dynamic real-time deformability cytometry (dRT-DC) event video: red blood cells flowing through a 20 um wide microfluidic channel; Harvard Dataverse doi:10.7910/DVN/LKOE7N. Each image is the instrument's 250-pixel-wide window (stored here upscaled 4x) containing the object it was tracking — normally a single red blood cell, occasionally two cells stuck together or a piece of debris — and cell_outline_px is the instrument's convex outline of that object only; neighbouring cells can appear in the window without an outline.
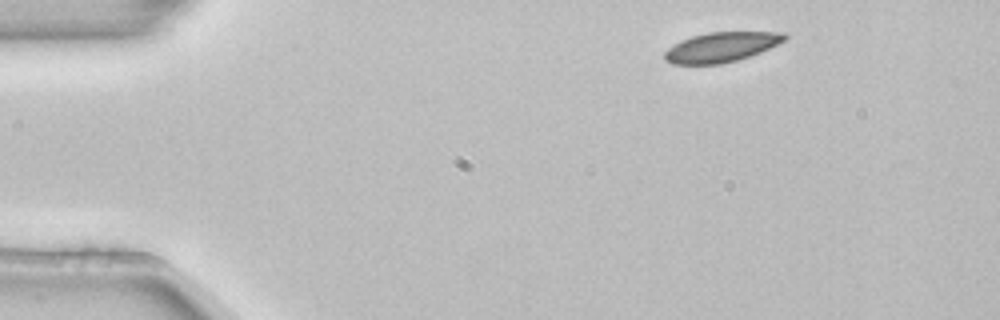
{"species": "common noctule bat (a hibernating species)", "species_latin": "Nyctalus noctula", "temperature_condition": "room temperature", "stored_images_in_passage": 3, "camera_frame_rate_fps": 3000, "um_per_image_px": 0.085, "animal": {"sex": "female", "body_mass_g": 22.7, "forearm_length_mm": 54.2}, "frame": {"image": 1, "passage_image": 1, "time_ms": 0.0, "image_size_px": [1000, 320], "cell_outline_px": [[788, 36], [784, 40], [760, 52], [736, 60], [720, 64], [672, 64], [664, 60], [664, 52], [672, 44], [680, 40], [692, 36], [708, 32], [784, 32]], "centroid_in_image_um": [61.25, 4.0], "position_along_channel_um": 23.8, "area_um2": 20.75}}
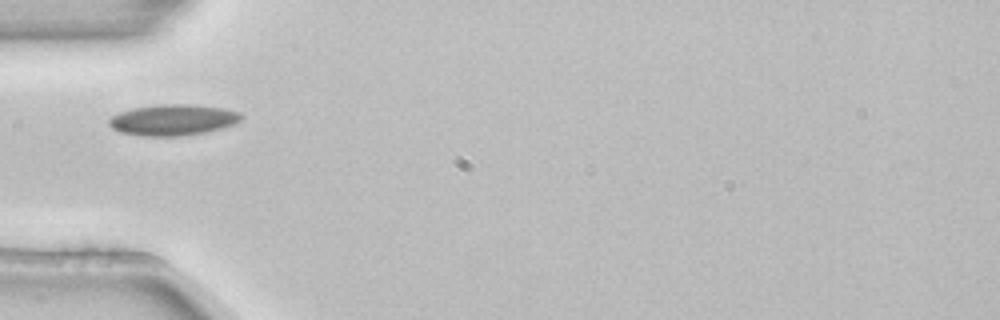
{"frame": {"image": 2, "passage_image": 3, "time_ms": 0.667, "image_size_px": [1000, 320], "cell_outline_px": [[244, 116], [240, 120], [232, 124], [220, 128], [204, 132], [180, 136], [140, 136], [120, 132], [112, 128], [108, 124], [108, 120], [112, 116], [120, 112], [132, 108], [160, 104], [192, 104], [224, 108], [240, 112]], "centroid_in_image_um": [14.68, 10.18], "position_along_channel_um": 70.3, "area_um2": 23.93}}